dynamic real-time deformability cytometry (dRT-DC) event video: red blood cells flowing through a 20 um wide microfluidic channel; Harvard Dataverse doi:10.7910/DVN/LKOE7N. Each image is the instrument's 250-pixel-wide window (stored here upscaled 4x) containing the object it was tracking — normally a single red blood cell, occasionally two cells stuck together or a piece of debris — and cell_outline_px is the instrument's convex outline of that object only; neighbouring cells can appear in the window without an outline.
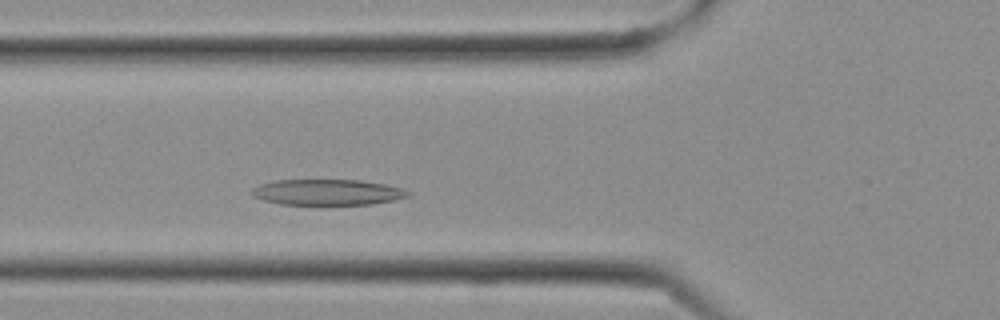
{"species": "Egyptian fruit bat (a non-hibernating species)", "species_latin": "Rousettus aegyptiacus", "temperature_condition": "cold", "stored_images_in_passage": 6, "camera_frame_rate_fps": 3000, "um_per_image_px": 0.085, "frame": {"image": 1, "passage_image": 6, "time_ms": 1.667, "image_size_px": [1000, 320], "cell_outline_px": [[412, 192], [408, 196], [392, 200], [372, 204], [280, 204], [264, 200], [252, 196], [252, 188], [260, 184], [276, 180], [360, 180], [384, 184], [404, 188]], "centroid_in_image_um": [27.84, 16.33], "position_along_channel_um": 98.0, "area_um2": 23.35}}